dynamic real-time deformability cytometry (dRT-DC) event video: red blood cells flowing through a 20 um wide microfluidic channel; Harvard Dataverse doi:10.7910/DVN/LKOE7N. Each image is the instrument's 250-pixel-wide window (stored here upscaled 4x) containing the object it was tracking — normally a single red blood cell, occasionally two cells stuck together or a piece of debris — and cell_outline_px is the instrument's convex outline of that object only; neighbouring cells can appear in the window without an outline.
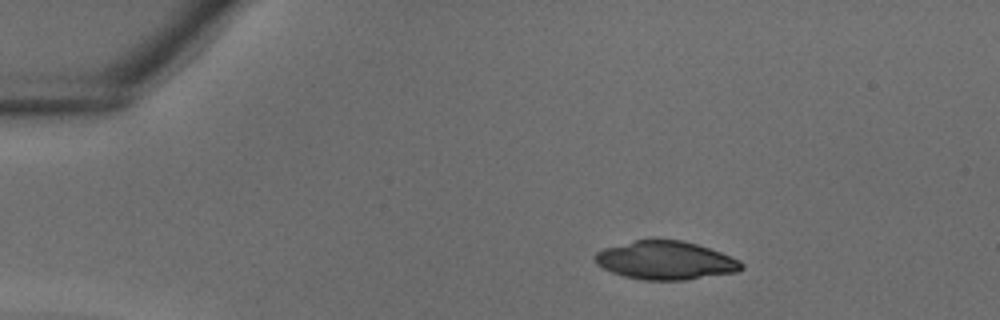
{"species": "common noctule bat (a hibernating species)", "species_latin": "Nyctalus noctula", "temperature_condition": "warm", "stored_images_in_passage": 14, "camera_frame_rate_fps": 3000, "um_per_image_px": 0.085, "animal": {"sex": "male", "body_mass_g": 18.8}, "frame": {"image": 1, "passage_image": 4, "time_ms": 1.0, "image_size_px": [1000, 320], "cell_outline_px": [[744, 268], [736, 272], [684, 280], [644, 280], [624, 276], [612, 272], [596, 264], [592, 256], [596, 252], [604, 248], [652, 236], [684, 240], [720, 252], [740, 260], [744, 264]], "centroid_in_image_um": [56.55, 22.1], "position_along_channel_um": 28.5, "area_um2": 33.35}}